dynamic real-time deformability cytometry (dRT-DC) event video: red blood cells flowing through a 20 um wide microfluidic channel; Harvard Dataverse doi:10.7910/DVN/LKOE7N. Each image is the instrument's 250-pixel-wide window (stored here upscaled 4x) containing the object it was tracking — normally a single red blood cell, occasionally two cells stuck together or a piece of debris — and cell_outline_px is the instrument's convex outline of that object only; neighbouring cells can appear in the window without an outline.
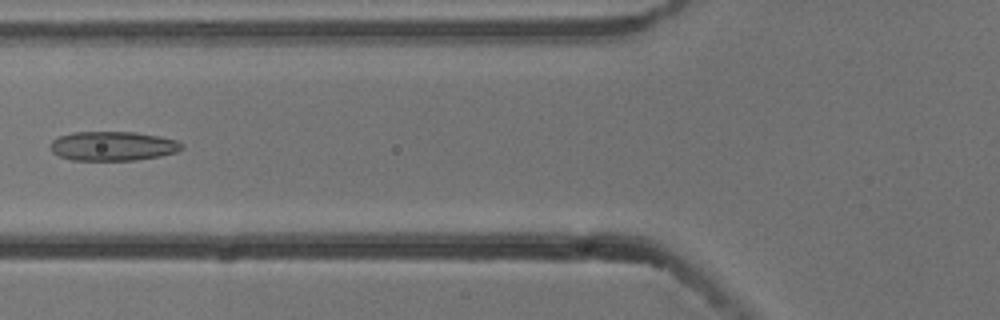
{"species": "common noctule bat (a hibernating species)", "species_latin": "Nyctalus noctula", "temperature_condition": "cold", "stored_images_in_passage": 6, "camera_frame_rate_fps": 3000, "um_per_image_px": 0.085, "animal": {"sex": "male", "body_mass_g": 13.3}, "frame": {"image": 1, "passage_image": 6, "time_ms": 1.667, "image_size_px": [1000, 320], "cell_outline_px": [[184, 148], [176, 152], [160, 156], [136, 160], [72, 160], [60, 156], [52, 152], [48, 144], [52, 140], [60, 136], [72, 132], [136, 132], [160, 136], [176, 140], [184, 144]], "centroid_in_image_um": [9.59, 12.41], "position_along_channel_um": 116.2, "area_um2": 22.6}}